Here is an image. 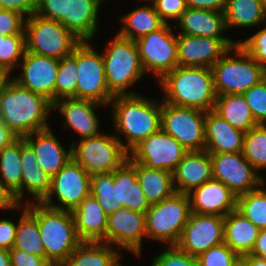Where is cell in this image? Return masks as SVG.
<instances>
[{"mask_svg": "<svg viewBox=\"0 0 266 266\" xmlns=\"http://www.w3.org/2000/svg\"><path fill=\"white\" fill-rule=\"evenodd\" d=\"M212 179V160L205 150L188 151L173 172V186L176 193L188 194Z\"/></svg>", "mask_w": 266, "mask_h": 266, "instance_id": "cell-21", "label": "cell"}, {"mask_svg": "<svg viewBox=\"0 0 266 266\" xmlns=\"http://www.w3.org/2000/svg\"><path fill=\"white\" fill-rule=\"evenodd\" d=\"M263 3H264V5L266 6V0H261Z\"/></svg>", "mask_w": 266, "mask_h": 266, "instance_id": "cell-62", "label": "cell"}, {"mask_svg": "<svg viewBox=\"0 0 266 266\" xmlns=\"http://www.w3.org/2000/svg\"><path fill=\"white\" fill-rule=\"evenodd\" d=\"M104 242L82 241L61 266H114L120 255Z\"/></svg>", "mask_w": 266, "mask_h": 266, "instance_id": "cell-33", "label": "cell"}, {"mask_svg": "<svg viewBox=\"0 0 266 266\" xmlns=\"http://www.w3.org/2000/svg\"><path fill=\"white\" fill-rule=\"evenodd\" d=\"M71 148L72 159L90 175L112 172L129 157L119 137L104 133L73 142Z\"/></svg>", "mask_w": 266, "mask_h": 266, "instance_id": "cell-9", "label": "cell"}, {"mask_svg": "<svg viewBox=\"0 0 266 266\" xmlns=\"http://www.w3.org/2000/svg\"><path fill=\"white\" fill-rule=\"evenodd\" d=\"M26 51L62 59L81 42L59 21L34 14L25 19Z\"/></svg>", "mask_w": 266, "mask_h": 266, "instance_id": "cell-8", "label": "cell"}, {"mask_svg": "<svg viewBox=\"0 0 266 266\" xmlns=\"http://www.w3.org/2000/svg\"><path fill=\"white\" fill-rule=\"evenodd\" d=\"M244 132L234 128L214 110L205 116V151L208 153L242 152Z\"/></svg>", "mask_w": 266, "mask_h": 266, "instance_id": "cell-23", "label": "cell"}, {"mask_svg": "<svg viewBox=\"0 0 266 266\" xmlns=\"http://www.w3.org/2000/svg\"><path fill=\"white\" fill-rule=\"evenodd\" d=\"M23 211L17 225L12 249L31 253L46 260V252L40 236L37 219L27 210V207Z\"/></svg>", "mask_w": 266, "mask_h": 266, "instance_id": "cell-37", "label": "cell"}, {"mask_svg": "<svg viewBox=\"0 0 266 266\" xmlns=\"http://www.w3.org/2000/svg\"><path fill=\"white\" fill-rule=\"evenodd\" d=\"M144 71L161 79L178 66L177 36L167 23L162 28L135 40Z\"/></svg>", "mask_w": 266, "mask_h": 266, "instance_id": "cell-12", "label": "cell"}, {"mask_svg": "<svg viewBox=\"0 0 266 266\" xmlns=\"http://www.w3.org/2000/svg\"><path fill=\"white\" fill-rule=\"evenodd\" d=\"M236 43L226 37L178 34V66L211 68Z\"/></svg>", "mask_w": 266, "mask_h": 266, "instance_id": "cell-17", "label": "cell"}, {"mask_svg": "<svg viewBox=\"0 0 266 266\" xmlns=\"http://www.w3.org/2000/svg\"><path fill=\"white\" fill-rule=\"evenodd\" d=\"M236 209L260 230L266 229V190L257 188L237 197Z\"/></svg>", "mask_w": 266, "mask_h": 266, "instance_id": "cell-41", "label": "cell"}, {"mask_svg": "<svg viewBox=\"0 0 266 266\" xmlns=\"http://www.w3.org/2000/svg\"><path fill=\"white\" fill-rule=\"evenodd\" d=\"M66 6L67 0H38L35 14L60 22L66 14Z\"/></svg>", "mask_w": 266, "mask_h": 266, "instance_id": "cell-49", "label": "cell"}, {"mask_svg": "<svg viewBox=\"0 0 266 266\" xmlns=\"http://www.w3.org/2000/svg\"><path fill=\"white\" fill-rule=\"evenodd\" d=\"M18 136L0 120V151L16 140Z\"/></svg>", "mask_w": 266, "mask_h": 266, "instance_id": "cell-55", "label": "cell"}, {"mask_svg": "<svg viewBox=\"0 0 266 266\" xmlns=\"http://www.w3.org/2000/svg\"><path fill=\"white\" fill-rule=\"evenodd\" d=\"M188 195L192 213L225 217L236 209L237 196L215 179L194 188Z\"/></svg>", "mask_w": 266, "mask_h": 266, "instance_id": "cell-20", "label": "cell"}, {"mask_svg": "<svg viewBox=\"0 0 266 266\" xmlns=\"http://www.w3.org/2000/svg\"><path fill=\"white\" fill-rule=\"evenodd\" d=\"M257 124L266 125V78L242 94Z\"/></svg>", "mask_w": 266, "mask_h": 266, "instance_id": "cell-44", "label": "cell"}, {"mask_svg": "<svg viewBox=\"0 0 266 266\" xmlns=\"http://www.w3.org/2000/svg\"><path fill=\"white\" fill-rule=\"evenodd\" d=\"M152 266H197V259L176 245H169L166 251L154 259Z\"/></svg>", "mask_w": 266, "mask_h": 266, "instance_id": "cell-45", "label": "cell"}, {"mask_svg": "<svg viewBox=\"0 0 266 266\" xmlns=\"http://www.w3.org/2000/svg\"><path fill=\"white\" fill-rule=\"evenodd\" d=\"M25 18L18 12L1 9L0 35L25 34Z\"/></svg>", "mask_w": 266, "mask_h": 266, "instance_id": "cell-47", "label": "cell"}, {"mask_svg": "<svg viewBox=\"0 0 266 266\" xmlns=\"http://www.w3.org/2000/svg\"><path fill=\"white\" fill-rule=\"evenodd\" d=\"M21 200L26 187L38 202H42L50 192L51 177L39 166L32 148L21 137Z\"/></svg>", "mask_w": 266, "mask_h": 266, "instance_id": "cell-29", "label": "cell"}, {"mask_svg": "<svg viewBox=\"0 0 266 266\" xmlns=\"http://www.w3.org/2000/svg\"><path fill=\"white\" fill-rule=\"evenodd\" d=\"M91 175L71 159L51 178V188L42 203L48 207L72 212L90 194ZM52 195L61 206L52 204Z\"/></svg>", "mask_w": 266, "mask_h": 266, "instance_id": "cell-14", "label": "cell"}, {"mask_svg": "<svg viewBox=\"0 0 266 266\" xmlns=\"http://www.w3.org/2000/svg\"><path fill=\"white\" fill-rule=\"evenodd\" d=\"M191 214L188 194L174 193L150 205L145 213L146 237L176 245Z\"/></svg>", "mask_w": 266, "mask_h": 266, "instance_id": "cell-7", "label": "cell"}, {"mask_svg": "<svg viewBox=\"0 0 266 266\" xmlns=\"http://www.w3.org/2000/svg\"><path fill=\"white\" fill-rule=\"evenodd\" d=\"M77 46L72 54L60 59L54 87V103L64 98L76 99Z\"/></svg>", "mask_w": 266, "mask_h": 266, "instance_id": "cell-39", "label": "cell"}, {"mask_svg": "<svg viewBox=\"0 0 266 266\" xmlns=\"http://www.w3.org/2000/svg\"><path fill=\"white\" fill-rule=\"evenodd\" d=\"M214 111L244 133L258 125L242 94L217 95Z\"/></svg>", "mask_w": 266, "mask_h": 266, "instance_id": "cell-32", "label": "cell"}, {"mask_svg": "<svg viewBox=\"0 0 266 266\" xmlns=\"http://www.w3.org/2000/svg\"><path fill=\"white\" fill-rule=\"evenodd\" d=\"M59 64L60 59L26 51L22 58V75L13 80L54 103V87Z\"/></svg>", "mask_w": 266, "mask_h": 266, "instance_id": "cell-19", "label": "cell"}, {"mask_svg": "<svg viewBox=\"0 0 266 266\" xmlns=\"http://www.w3.org/2000/svg\"><path fill=\"white\" fill-rule=\"evenodd\" d=\"M260 229L237 209L224 217V243L239 257L250 254Z\"/></svg>", "mask_w": 266, "mask_h": 266, "instance_id": "cell-27", "label": "cell"}, {"mask_svg": "<svg viewBox=\"0 0 266 266\" xmlns=\"http://www.w3.org/2000/svg\"><path fill=\"white\" fill-rule=\"evenodd\" d=\"M224 217L192 213L183 228L176 246L197 257L213 246L224 242Z\"/></svg>", "mask_w": 266, "mask_h": 266, "instance_id": "cell-16", "label": "cell"}, {"mask_svg": "<svg viewBox=\"0 0 266 266\" xmlns=\"http://www.w3.org/2000/svg\"><path fill=\"white\" fill-rule=\"evenodd\" d=\"M23 138L34 151L39 166L51 178L72 159V148L66 152L50 128L31 133Z\"/></svg>", "mask_w": 266, "mask_h": 266, "instance_id": "cell-22", "label": "cell"}, {"mask_svg": "<svg viewBox=\"0 0 266 266\" xmlns=\"http://www.w3.org/2000/svg\"><path fill=\"white\" fill-rule=\"evenodd\" d=\"M0 266H11L9 250L0 248Z\"/></svg>", "mask_w": 266, "mask_h": 266, "instance_id": "cell-58", "label": "cell"}, {"mask_svg": "<svg viewBox=\"0 0 266 266\" xmlns=\"http://www.w3.org/2000/svg\"><path fill=\"white\" fill-rule=\"evenodd\" d=\"M8 78H9V75L7 73L0 71V91Z\"/></svg>", "mask_w": 266, "mask_h": 266, "instance_id": "cell-60", "label": "cell"}, {"mask_svg": "<svg viewBox=\"0 0 266 266\" xmlns=\"http://www.w3.org/2000/svg\"><path fill=\"white\" fill-rule=\"evenodd\" d=\"M26 52V35H0V71L10 74L14 66L21 65L19 58ZM18 62V63H17Z\"/></svg>", "mask_w": 266, "mask_h": 266, "instance_id": "cell-42", "label": "cell"}, {"mask_svg": "<svg viewBox=\"0 0 266 266\" xmlns=\"http://www.w3.org/2000/svg\"><path fill=\"white\" fill-rule=\"evenodd\" d=\"M206 111L162 102L161 129L188 151L205 150Z\"/></svg>", "mask_w": 266, "mask_h": 266, "instance_id": "cell-10", "label": "cell"}, {"mask_svg": "<svg viewBox=\"0 0 266 266\" xmlns=\"http://www.w3.org/2000/svg\"><path fill=\"white\" fill-rule=\"evenodd\" d=\"M182 32L178 34L200 37H224L226 24L223 12L187 8L178 20Z\"/></svg>", "mask_w": 266, "mask_h": 266, "instance_id": "cell-30", "label": "cell"}, {"mask_svg": "<svg viewBox=\"0 0 266 266\" xmlns=\"http://www.w3.org/2000/svg\"><path fill=\"white\" fill-rule=\"evenodd\" d=\"M242 154L256 169H266V125L258 124L244 134Z\"/></svg>", "mask_w": 266, "mask_h": 266, "instance_id": "cell-40", "label": "cell"}, {"mask_svg": "<svg viewBox=\"0 0 266 266\" xmlns=\"http://www.w3.org/2000/svg\"><path fill=\"white\" fill-rule=\"evenodd\" d=\"M14 194L0 180V209L21 208Z\"/></svg>", "mask_w": 266, "mask_h": 266, "instance_id": "cell-54", "label": "cell"}, {"mask_svg": "<svg viewBox=\"0 0 266 266\" xmlns=\"http://www.w3.org/2000/svg\"><path fill=\"white\" fill-rule=\"evenodd\" d=\"M11 266H51L43 257L18 249L9 250Z\"/></svg>", "mask_w": 266, "mask_h": 266, "instance_id": "cell-50", "label": "cell"}, {"mask_svg": "<svg viewBox=\"0 0 266 266\" xmlns=\"http://www.w3.org/2000/svg\"><path fill=\"white\" fill-rule=\"evenodd\" d=\"M122 21H124L125 26L120 30L118 35L134 41L162 28L166 24L154 6L150 5L134 9L123 16Z\"/></svg>", "mask_w": 266, "mask_h": 266, "instance_id": "cell-35", "label": "cell"}, {"mask_svg": "<svg viewBox=\"0 0 266 266\" xmlns=\"http://www.w3.org/2000/svg\"><path fill=\"white\" fill-rule=\"evenodd\" d=\"M72 215L81 241L105 243L108 215L91 193L72 211Z\"/></svg>", "mask_w": 266, "mask_h": 266, "instance_id": "cell-24", "label": "cell"}, {"mask_svg": "<svg viewBox=\"0 0 266 266\" xmlns=\"http://www.w3.org/2000/svg\"><path fill=\"white\" fill-rule=\"evenodd\" d=\"M239 258L224 242L196 257L197 266H239Z\"/></svg>", "mask_w": 266, "mask_h": 266, "instance_id": "cell-43", "label": "cell"}, {"mask_svg": "<svg viewBox=\"0 0 266 266\" xmlns=\"http://www.w3.org/2000/svg\"><path fill=\"white\" fill-rule=\"evenodd\" d=\"M232 50L238 59L227 55ZM211 70L216 95L243 94L266 78V69L238 43L231 47Z\"/></svg>", "mask_w": 266, "mask_h": 266, "instance_id": "cell-5", "label": "cell"}, {"mask_svg": "<svg viewBox=\"0 0 266 266\" xmlns=\"http://www.w3.org/2000/svg\"><path fill=\"white\" fill-rule=\"evenodd\" d=\"M146 236L145 213L126 207L108 215L105 243L141 253L142 237Z\"/></svg>", "mask_w": 266, "mask_h": 266, "instance_id": "cell-18", "label": "cell"}, {"mask_svg": "<svg viewBox=\"0 0 266 266\" xmlns=\"http://www.w3.org/2000/svg\"><path fill=\"white\" fill-rule=\"evenodd\" d=\"M53 103L7 79L0 91V120L18 137L50 128L46 122Z\"/></svg>", "mask_w": 266, "mask_h": 266, "instance_id": "cell-1", "label": "cell"}, {"mask_svg": "<svg viewBox=\"0 0 266 266\" xmlns=\"http://www.w3.org/2000/svg\"><path fill=\"white\" fill-rule=\"evenodd\" d=\"M16 231L15 223L10 220H0V248L12 249Z\"/></svg>", "mask_w": 266, "mask_h": 266, "instance_id": "cell-52", "label": "cell"}, {"mask_svg": "<svg viewBox=\"0 0 266 266\" xmlns=\"http://www.w3.org/2000/svg\"><path fill=\"white\" fill-rule=\"evenodd\" d=\"M101 104L83 99L64 98L53 103V108H59L65 116L67 126L80 134L81 138L99 135V119L94 108Z\"/></svg>", "mask_w": 266, "mask_h": 266, "instance_id": "cell-25", "label": "cell"}, {"mask_svg": "<svg viewBox=\"0 0 266 266\" xmlns=\"http://www.w3.org/2000/svg\"><path fill=\"white\" fill-rule=\"evenodd\" d=\"M226 0H186L187 8L223 12Z\"/></svg>", "mask_w": 266, "mask_h": 266, "instance_id": "cell-53", "label": "cell"}, {"mask_svg": "<svg viewBox=\"0 0 266 266\" xmlns=\"http://www.w3.org/2000/svg\"><path fill=\"white\" fill-rule=\"evenodd\" d=\"M114 183H118V203L132 211L146 213L149 203L136 177V162L129 158L114 170Z\"/></svg>", "mask_w": 266, "mask_h": 266, "instance_id": "cell-28", "label": "cell"}, {"mask_svg": "<svg viewBox=\"0 0 266 266\" xmlns=\"http://www.w3.org/2000/svg\"><path fill=\"white\" fill-rule=\"evenodd\" d=\"M239 266H266V260L252 254L242 255L239 258Z\"/></svg>", "mask_w": 266, "mask_h": 266, "instance_id": "cell-56", "label": "cell"}, {"mask_svg": "<svg viewBox=\"0 0 266 266\" xmlns=\"http://www.w3.org/2000/svg\"><path fill=\"white\" fill-rule=\"evenodd\" d=\"M237 43L266 69V27L248 39Z\"/></svg>", "mask_w": 266, "mask_h": 266, "instance_id": "cell-46", "label": "cell"}, {"mask_svg": "<svg viewBox=\"0 0 266 266\" xmlns=\"http://www.w3.org/2000/svg\"><path fill=\"white\" fill-rule=\"evenodd\" d=\"M90 193L107 215L122 207L118 203V183H114V171L91 175Z\"/></svg>", "mask_w": 266, "mask_h": 266, "instance_id": "cell-38", "label": "cell"}, {"mask_svg": "<svg viewBox=\"0 0 266 266\" xmlns=\"http://www.w3.org/2000/svg\"><path fill=\"white\" fill-rule=\"evenodd\" d=\"M0 173L2 174L1 182L21 204V137L0 151Z\"/></svg>", "mask_w": 266, "mask_h": 266, "instance_id": "cell-36", "label": "cell"}, {"mask_svg": "<svg viewBox=\"0 0 266 266\" xmlns=\"http://www.w3.org/2000/svg\"><path fill=\"white\" fill-rule=\"evenodd\" d=\"M27 210L37 219L46 261L61 266L82 242L75 228L72 212L51 208L42 202L29 204Z\"/></svg>", "mask_w": 266, "mask_h": 266, "instance_id": "cell-3", "label": "cell"}, {"mask_svg": "<svg viewBox=\"0 0 266 266\" xmlns=\"http://www.w3.org/2000/svg\"><path fill=\"white\" fill-rule=\"evenodd\" d=\"M223 14L226 28L266 23V6L261 0H226Z\"/></svg>", "mask_w": 266, "mask_h": 266, "instance_id": "cell-34", "label": "cell"}, {"mask_svg": "<svg viewBox=\"0 0 266 266\" xmlns=\"http://www.w3.org/2000/svg\"><path fill=\"white\" fill-rule=\"evenodd\" d=\"M250 254L259 256L262 259L266 260V248H253Z\"/></svg>", "mask_w": 266, "mask_h": 266, "instance_id": "cell-59", "label": "cell"}, {"mask_svg": "<svg viewBox=\"0 0 266 266\" xmlns=\"http://www.w3.org/2000/svg\"><path fill=\"white\" fill-rule=\"evenodd\" d=\"M152 2L155 10L166 24L169 18L178 21L187 9L186 0H152Z\"/></svg>", "mask_w": 266, "mask_h": 266, "instance_id": "cell-48", "label": "cell"}, {"mask_svg": "<svg viewBox=\"0 0 266 266\" xmlns=\"http://www.w3.org/2000/svg\"><path fill=\"white\" fill-rule=\"evenodd\" d=\"M209 154L212 160L213 179L222 182L237 197L264 184L262 177L244 158L242 152Z\"/></svg>", "mask_w": 266, "mask_h": 266, "instance_id": "cell-15", "label": "cell"}, {"mask_svg": "<svg viewBox=\"0 0 266 266\" xmlns=\"http://www.w3.org/2000/svg\"><path fill=\"white\" fill-rule=\"evenodd\" d=\"M101 0H67L66 14L60 21L81 42L92 39L97 29Z\"/></svg>", "mask_w": 266, "mask_h": 266, "instance_id": "cell-26", "label": "cell"}, {"mask_svg": "<svg viewBox=\"0 0 266 266\" xmlns=\"http://www.w3.org/2000/svg\"><path fill=\"white\" fill-rule=\"evenodd\" d=\"M163 102L181 107L214 110L217 98L211 68L177 66L160 79Z\"/></svg>", "mask_w": 266, "mask_h": 266, "instance_id": "cell-2", "label": "cell"}, {"mask_svg": "<svg viewBox=\"0 0 266 266\" xmlns=\"http://www.w3.org/2000/svg\"><path fill=\"white\" fill-rule=\"evenodd\" d=\"M114 102L113 119L117 132L124 133L127 145L124 149L129 153L143 139L161 129L162 103L150 101L140 95H117Z\"/></svg>", "mask_w": 266, "mask_h": 266, "instance_id": "cell-4", "label": "cell"}, {"mask_svg": "<svg viewBox=\"0 0 266 266\" xmlns=\"http://www.w3.org/2000/svg\"><path fill=\"white\" fill-rule=\"evenodd\" d=\"M253 248H266V229H261Z\"/></svg>", "mask_w": 266, "mask_h": 266, "instance_id": "cell-57", "label": "cell"}, {"mask_svg": "<svg viewBox=\"0 0 266 266\" xmlns=\"http://www.w3.org/2000/svg\"><path fill=\"white\" fill-rule=\"evenodd\" d=\"M38 0H0L1 9L18 12L28 17L36 13Z\"/></svg>", "mask_w": 266, "mask_h": 266, "instance_id": "cell-51", "label": "cell"}, {"mask_svg": "<svg viewBox=\"0 0 266 266\" xmlns=\"http://www.w3.org/2000/svg\"><path fill=\"white\" fill-rule=\"evenodd\" d=\"M136 177L149 205L170 198L175 193L173 173L170 171L136 163Z\"/></svg>", "mask_w": 266, "mask_h": 266, "instance_id": "cell-31", "label": "cell"}, {"mask_svg": "<svg viewBox=\"0 0 266 266\" xmlns=\"http://www.w3.org/2000/svg\"><path fill=\"white\" fill-rule=\"evenodd\" d=\"M114 266H122V265H121V264H119V263H118V261H117V263H116Z\"/></svg>", "mask_w": 266, "mask_h": 266, "instance_id": "cell-61", "label": "cell"}, {"mask_svg": "<svg viewBox=\"0 0 266 266\" xmlns=\"http://www.w3.org/2000/svg\"><path fill=\"white\" fill-rule=\"evenodd\" d=\"M102 58L109 91L114 96L135 95L125 91L145 74L135 41L117 34Z\"/></svg>", "mask_w": 266, "mask_h": 266, "instance_id": "cell-6", "label": "cell"}, {"mask_svg": "<svg viewBox=\"0 0 266 266\" xmlns=\"http://www.w3.org/2000/svg\"><path fill=\"white\" fill-rule=\"evenodd\" d=\"M187 152L175 138L160 129L136 145L128 158L148 168L173 173Z\"/></svg>", "mask_w": 266, "mask_h": 266, "instance_id": "cell-13", "label": "cell"}, {"mask_svg": "<svg viewBox=\"0 0 266 266\" xmlns=\"http://www.w3.org/2000/svg\"><path fill=\"white\" fill-rule=\"evenodd\" d=\"M76 77V99L108 105L114 98L107 87L102 54L92 49L87 41L77 45Z\"/></svg>", "mask_w": 266, "mask_h": 266, "instance_id": "cell-11", "label": "cell"}]
</instances>
